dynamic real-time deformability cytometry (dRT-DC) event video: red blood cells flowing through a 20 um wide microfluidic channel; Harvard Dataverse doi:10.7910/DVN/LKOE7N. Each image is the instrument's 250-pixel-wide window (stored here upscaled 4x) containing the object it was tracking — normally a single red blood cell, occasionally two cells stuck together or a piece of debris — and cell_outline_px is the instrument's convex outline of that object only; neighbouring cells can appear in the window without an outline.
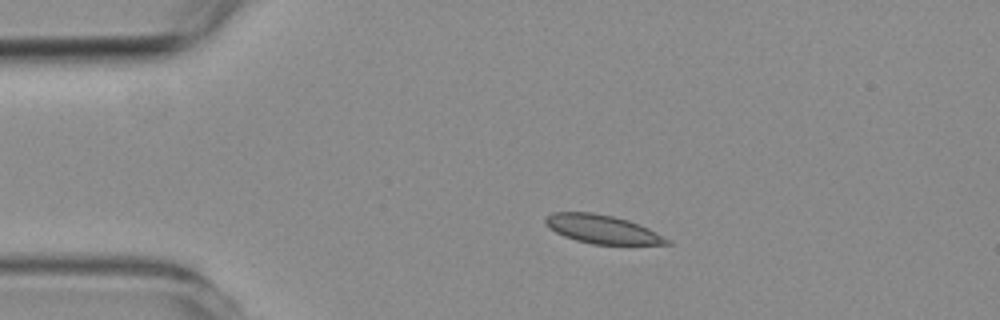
{"species": "common noctule bat (a hibernating species)", "species_latin": "Nyctalus noctula", "temperature_condition": "room temperature", "stored_images_in_passage": 2, "camera_frame_rate_fps": 3000, "um_per_image_px": 0.085, "animal": {"sex": "female", "body_mass_g": 19.3, "forearm_length_mm": 54.1}, "frame": {"image": 1, "passage_image": 1, "time_ms": 0.0, "image_size_px": [1000, 320], "cell_outline_px": [[672, 244], [592, 244], [576, 240], [564, 236], [556, 232], [544, 220], [552, 212], [592, 212], [612, 216], [628, 220], [640, 224], [672, 240]], "centroid_in_image_um": [51.24, 19.48], "position_along_channel_um": 33.8, "area_um2": 20.0}}